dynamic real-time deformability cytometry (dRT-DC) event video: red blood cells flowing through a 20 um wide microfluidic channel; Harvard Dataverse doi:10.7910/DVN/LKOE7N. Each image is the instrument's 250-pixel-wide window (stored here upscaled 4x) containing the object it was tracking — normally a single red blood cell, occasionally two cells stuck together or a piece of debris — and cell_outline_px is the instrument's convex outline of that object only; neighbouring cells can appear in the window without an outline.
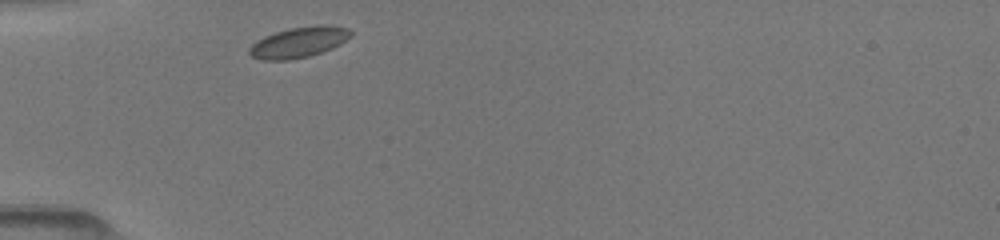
{"species": "common noctule bat (a hibernating species)", "species_latin": "Nyctalus noctula", "temperature_condition": "room temperature", "stored_images_in_passage": 15, "camera_frame_rate_fps": 3000, "um_per_image_px": 0.085, "animal": {"sex": "female", "body_mass_g": 19.5, "forearm_length_mm": 54.1}, "frame": {"image": 1, "passage_image": 1, "time_ms": 0.0, "image_size_px": [1000, 240], "cell_outline_px": [[352, 36], [340, 44], [332, 48], [308, 56], [288, 60], [260, 60], [252, 56], [248, 52], [248, 48], [256, 40], [264, 36], [276, 32], [292, 28], [316, 24], [328, 24], [348, 28], [352, 32]], "centroid_in_image_um": [25.4, 3.58], "position_along_channel_um": 59.6, "area_um2": 18.21}}
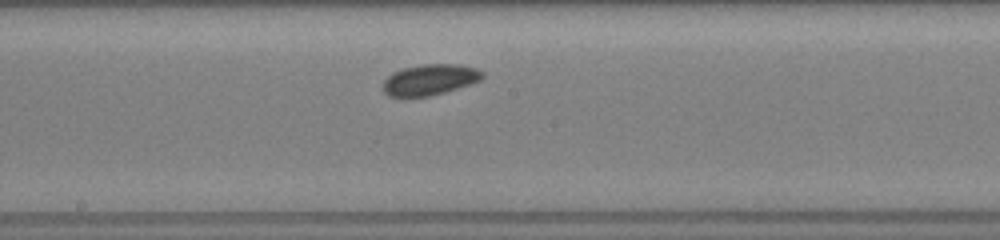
{"frame": {"image": 2, "passage_image": 7, "time_ms": 4.0, "image_size_px": [1000, 240], "cell_outline_px": [[484, 76], [480, 80], [472, 84], [444, 92], [428, 96], [404, 100], [388, 96], [384, 92], [384, 80], [392, 72], [404, 68], [420, 64], [460, 64], [476, 68], [484, 72]], "centroid_in_image_um": [36.51, 6.8], "position_along_channel_um": 211.7, "area_um2": 18.44}}
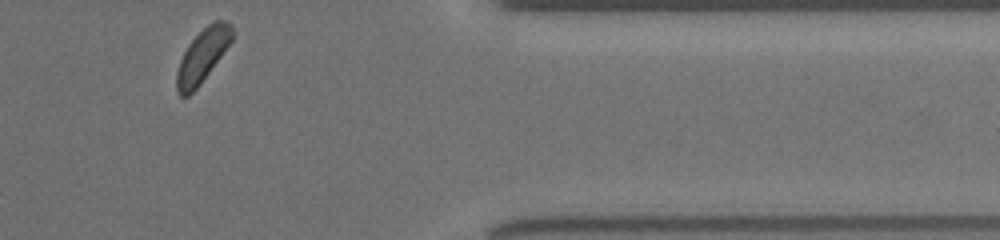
{"frame": {"image": 3, "passage_image": 15, "time_ms": 9.0, "image_size_px": [1000, 240], "cell_outline_px": [[232, 40], [200, 84], [188, 96], [180, 96], [176, 92], [176, 72], [180, 60], [188, 44], [208, 24], [216, 20], [228, 20], [232, 28]], "centroid_in_image_um": [17.19, 4.74], "position_along_channel_um": 394.2, "area_um2": 16.88}}